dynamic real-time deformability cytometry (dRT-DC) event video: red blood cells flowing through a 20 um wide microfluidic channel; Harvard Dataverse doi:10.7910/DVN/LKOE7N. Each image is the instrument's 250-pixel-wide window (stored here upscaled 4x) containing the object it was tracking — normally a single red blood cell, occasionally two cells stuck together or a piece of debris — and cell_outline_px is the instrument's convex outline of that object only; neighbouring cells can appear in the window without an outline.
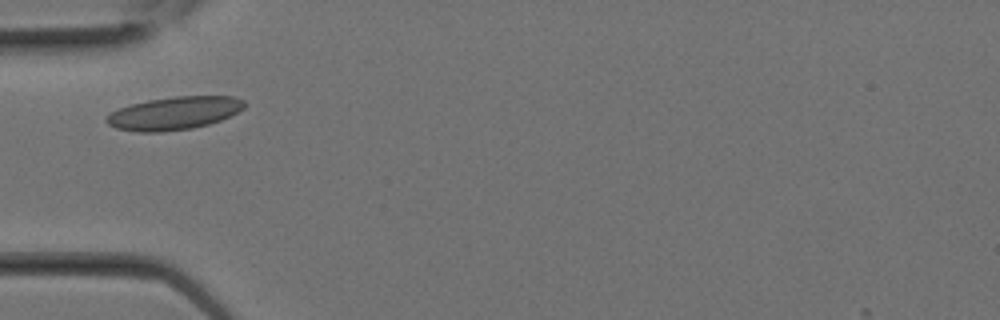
{"species": "Egyptian fruit bat (a non-hibernating species)", "species_latin": "Rousettus aegyptiacus", "temperature_condition": "room temperature", "stored_images_in_passage": 4, "camera_frame_rate_fps": 3000, "um_per_image_px": 0.085, "animal": {"sex": "female"}, "frame": {"image": 1, "passage_image": 3, "time_ms": 0.667, "image_size_px": [1000, 320], "cell_outline_px": [[244, 108], [220, 120], [208, 124], [192, 128], [160, 132], [136, 132], [116, 128], [108, 124], [104, 120], [112, 112], [120, 108], [132, 104], [148, 100], [176, 96], [236, 96], [244, 100]], "centroid_in_image_um": [14.8, 9.62], "position_along_channel_um": 70.2, "area_um2": 26.3}}